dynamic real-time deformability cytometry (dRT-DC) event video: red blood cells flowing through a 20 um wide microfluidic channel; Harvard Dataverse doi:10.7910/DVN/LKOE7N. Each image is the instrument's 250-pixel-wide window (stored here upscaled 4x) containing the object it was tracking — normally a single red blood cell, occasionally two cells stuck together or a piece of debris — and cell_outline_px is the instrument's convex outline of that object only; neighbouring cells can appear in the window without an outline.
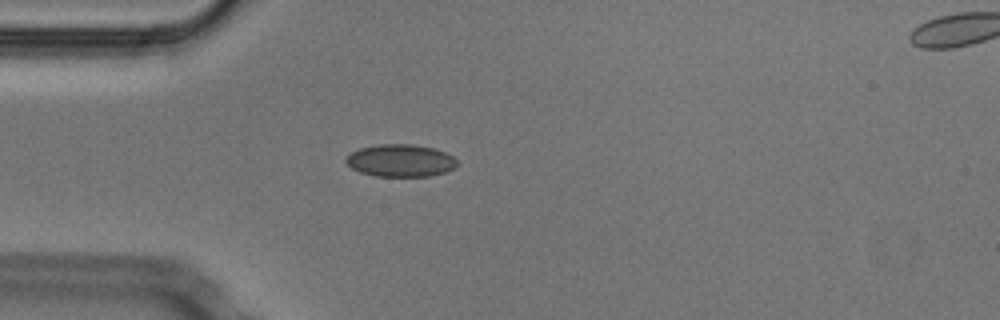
{"species": "Egyptian fruit bat (a non-hibernating species)", "species_latin": "Rousettus aegyptiacus", "temperature_condition": "cold", "stored_images_in_passage": 37, "camera_frame_rate_fps": 3000, "um_per_image_px": 0.085, "animal": {"sex": "male"}, "frame": {"image": 1, "passage_image": 4, "time_ms": 1.0, "image_size_px": [1000, 320], "cell_outline_px": [[460, 164], [456, 168], [432, 176], [376, 176], [360, 172], [352, 168], [344, 160], [352, 152], [360, 148], [380, 144], [412, 144], [436, 148], [452, 156]], "centroid_in_image_um": [34.08, 13.65], "position_along_channel_um": 50.9, "area_um2": 21.04}}
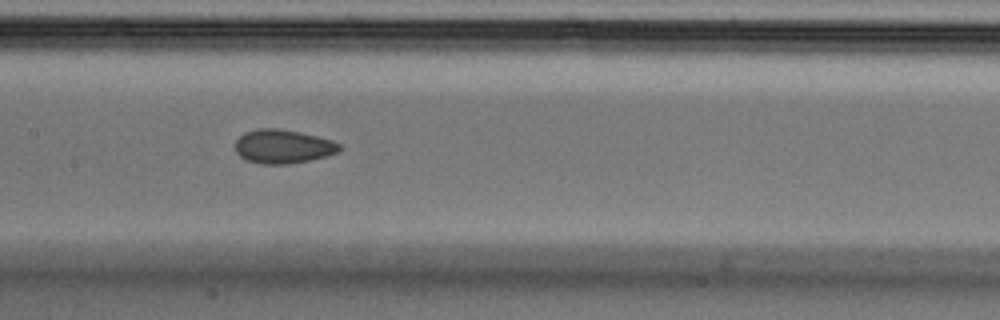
{"frame": {"image": 2, "passage_image": 15, "time_ms": 4.667, "image_size_px": [1000, 320], "cell_outline_px": [[344, 148], [340, 152], [328, 156], [288, 164], [260, 164], [248, 160], [240, 156], [236, 152], [236, 140], [244, 132], [256, 128], [280, 128], [300, 132], [332, 140], [340, 144]], "centroid_in_image_um": [24.08, 12.44], "position_along_channel_um": 183.3, "area_um2": 20.75}}
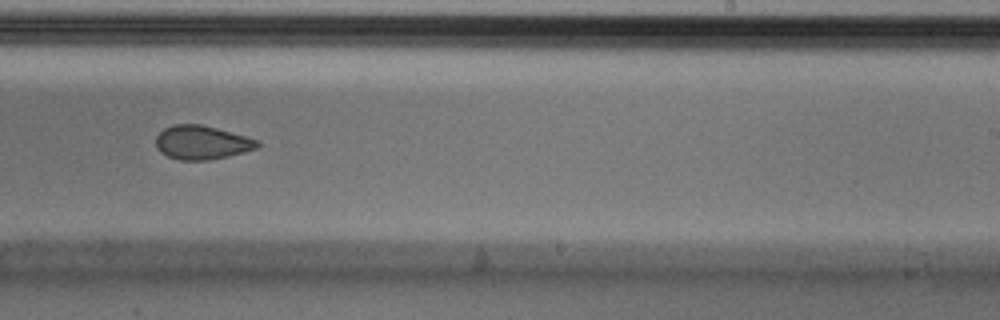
{"frame": {"image": 3, "passage_image": 22, "time_ms": 7.0, "image_size_px": [1000, 320], "cell_outline_px": [[260, 144], [256, 148], [228, 156], [208, 160], [180, 160], [168, 156], [160, 152], [156, 148], [156, 136], [164, 128], [172, 124], [200, 124], [216, 128], [260, 140]], "centroid_in_image_um": [17.13, 12.11], "position_along_channel_um": 271.9, "area_um2": 19.94}, "authors_computed_cell_mechanics": {"area_um2": 20.7502, "velocity_mm_per_s": 3.8126, "shape_relaxation_time_tau1_ms": null, "shape_relaxation_time_tau2_ms": 2.3081, "deformation_change_tau1": null, "deformation_change_tau2": 0.0539}}